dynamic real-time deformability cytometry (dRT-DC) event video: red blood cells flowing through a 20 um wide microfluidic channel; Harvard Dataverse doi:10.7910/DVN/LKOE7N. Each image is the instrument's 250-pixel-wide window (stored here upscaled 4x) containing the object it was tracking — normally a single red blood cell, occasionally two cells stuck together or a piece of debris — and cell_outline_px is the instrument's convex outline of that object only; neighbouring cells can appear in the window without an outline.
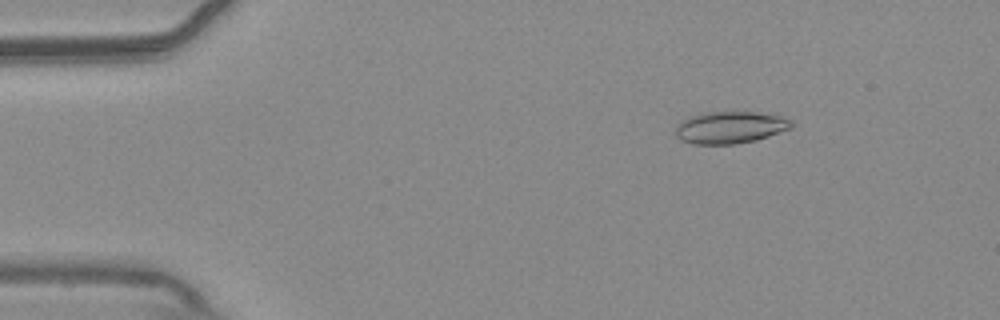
{"species": "common noctule bat (a hibernating species)", "species_latin": "Nyctalus noctula", "temperature_condition": "warm", "stored_images_in_passage": 55, "camera_frame_rate_fps": 3000, "um_per_image_px": 0.085, "animal": {"sex": "male", "body_mass_g": 20.4}, "frame": {"image": 1, "passage_image": 8, "time_ms": 2.333, "image_size_px": [1000, 320], "cell_outline_px": [[792, 128], [756, 140], [732, 144], [692, 144], [680, 140], [676, 136], [676, 124], [680, 120], [688, 116], [700, 112], [728, 108], [784, 116], [792, 120]], "centroid_in_image_um": [62.02, 10.77], "position_along_channel_um": 23.0, "area_um2": 22.77}}
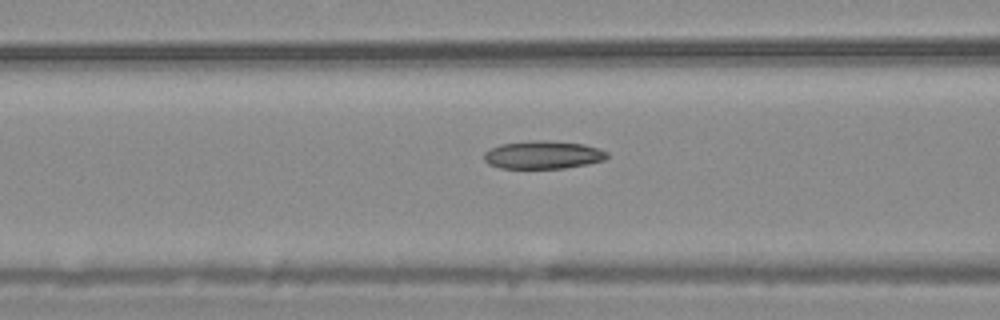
{"frame": {"image": 2, "passage_image": 22, "time_ms": 7.0, "image_size_px": [1000, 320], "cell_outline_px": [[608, 156], [604, 160], [588, 164], [564, 168], [500, 168], [488, 164], [484, 160], [484, 152], [500, 144], [536, 140], [548, 140], [584, 144], [600, 148], [608, 152]], "centroid_in_image_um": [46.18, 13.16], "position_along_channel_um": 120.4, "area_um2": 20.17}}
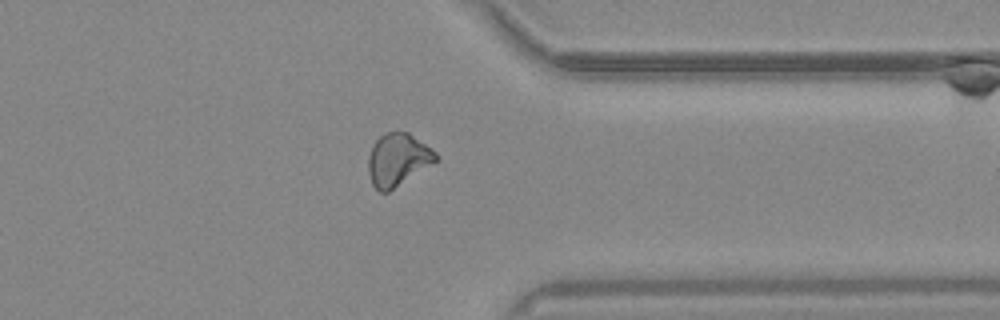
{"frame": {"image": 3, "passage_image": 43, "time_ms": 14.0, "image_size_px": [1000, 320], "cell_outline_px": [[436, 160], [388, 192], [380, 192], [372, 184], [368, 172], [368, 156], [372, 144], [380, 136], [388, 132], [408, 132], [432, 148], [436, 152]], "centroid_in_image_um": [33.77, 13.55], "position_along_channel_um": 377.6, "area_um2": 20.29}, "authors_computed_cell_mechanics": {"area_um2": 20.6924, "velocity_mm_per_s": 3.7413, "shape_relaxation_time_tau1_ms": null, "shape_relaxation_time_tau2_ms": 3.0145, "deformation_change_tau1": null, "deformation_change_tau2": 0.088}}